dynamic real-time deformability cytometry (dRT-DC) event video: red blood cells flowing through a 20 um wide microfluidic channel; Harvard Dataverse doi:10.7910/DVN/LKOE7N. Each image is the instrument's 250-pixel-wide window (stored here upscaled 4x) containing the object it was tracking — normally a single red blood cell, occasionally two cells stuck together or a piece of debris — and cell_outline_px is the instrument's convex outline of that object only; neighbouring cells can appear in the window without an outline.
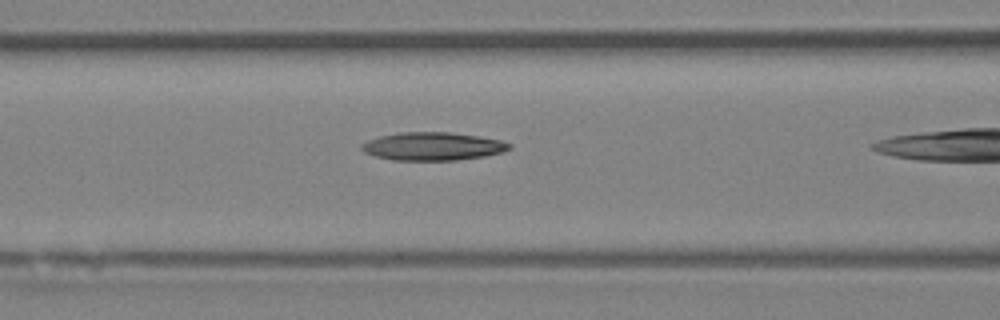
{"species": "Egyptian fruit bat (a non-hibernating species)", "species_latin": "Rousettus aegyptiacus", "temperature_condition": "room temperature", "stored_images_in_passage": 23, "camera_frame_rate_fps": 3000, "um_per_image_px": 0.085, "animal": {"sex": "female"}, "frame": {"image": 1, "passage_image": 4, "time_ms": 1.0, "image_size_px": [1000, 320], "cell_outline_px": [[512, 148], [504, 152], [484, 156], [456, 160], [392, 160], [376, 156], [364, 152], [360, 148], [360, 144], [368, 140], [380, 136], [400, 132], [448, 132], [480, 136], [500, 140], [512, 144]], "centroid_in_image_um": [36.8, 12.43], "position_along_channel_um": 129.8, "area_um2": 24.28}}
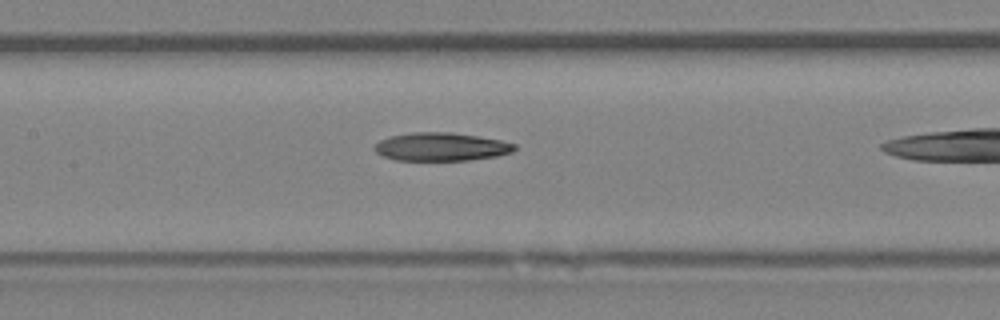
{"frame": {"image": 2, "passage_image": 7, "time_ms": 2.0, "image_size_px": [1000, 320], "cell_outline_px": [[516, 148], [512, 152], [496, 156], [468, 160], [396, 160], [384, 156], [376, 152], [372, 148], [380, 140], [392, 136], [412, 132], [448, 132], [476, 136], [500, 140], [516, 144]], "centroid_in_image_um": [37.49, 12.48], "position_along_channel_um": 169.9, "area_um2": 22.83}}